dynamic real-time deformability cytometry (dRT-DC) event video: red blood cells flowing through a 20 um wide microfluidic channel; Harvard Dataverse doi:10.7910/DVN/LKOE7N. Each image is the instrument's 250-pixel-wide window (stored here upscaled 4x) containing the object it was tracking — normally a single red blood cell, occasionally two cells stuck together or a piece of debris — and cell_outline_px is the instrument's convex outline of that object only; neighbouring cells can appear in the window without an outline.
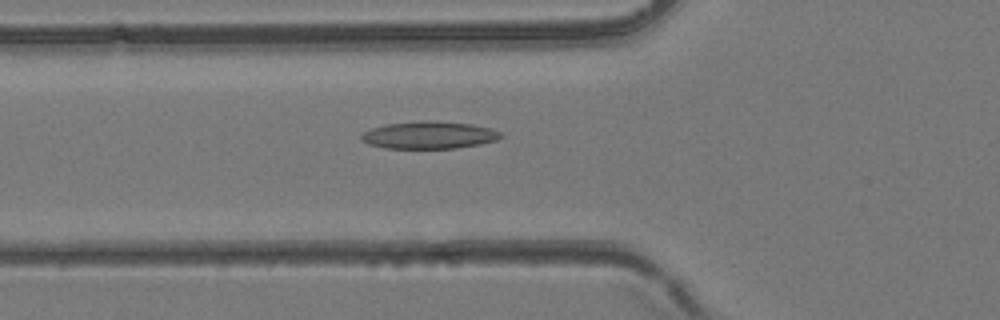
{"species": "common noctule bat (a hibernating species)", "species_latin": "Nyctalus noctula", "temperature_condition": "room temperature", "stored_images_in_passage": 44, "camera_frame_rate_fps": 3000, "um_per_image_px": 0.085, "animal": {"sex": "female", "body_mass_g": 24.6, "forearm_length_mm": 56.2}, "frame": {"image": 1, "passage_image": 16, "time_ms": 5.0, "image_size_px": [1000, 320], "cell_outline_px": [[504, 136], [496, 140], [480, 144], [456, 148], [384, 148], [368, 144], [360, 140], [360, 136], [364, 132], [372, 128], [388, 124], [420, 120], [424, 120], [472, 124], [492, 128], [500, 132]], "centroid_in_image_um": [36.47, 11.48], "position_along_channel_um": 89.3, "area_um2": 22.25}}
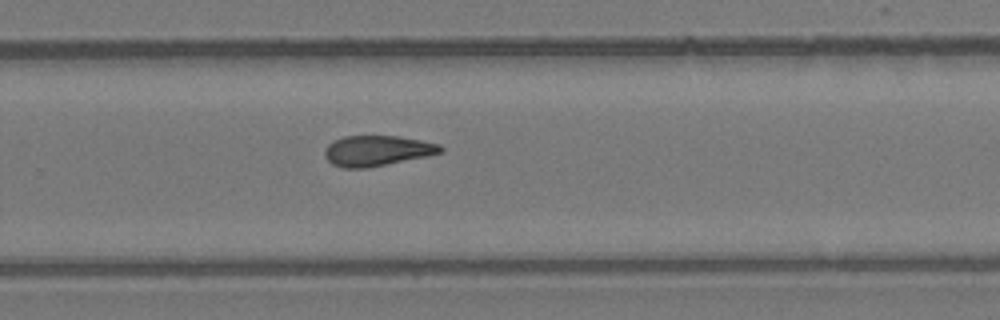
{"frame": {"image": 2, "passage_image": 29, "time_ms": 9.333, "image_size_px": [1000, 320], "cell_outline_px": [[444, 152], [428, 156], [368, 168], [340, 168], [332, 164], [324, 156], [324, 148], [328, 144], [344, 136], [396, 136], [420, 140], [440, 144], [444, 148]], "centroid_in_image_um": [32.05, 12.82], "position_along_channel_um": 297.7, "area_um2": 20.69}}
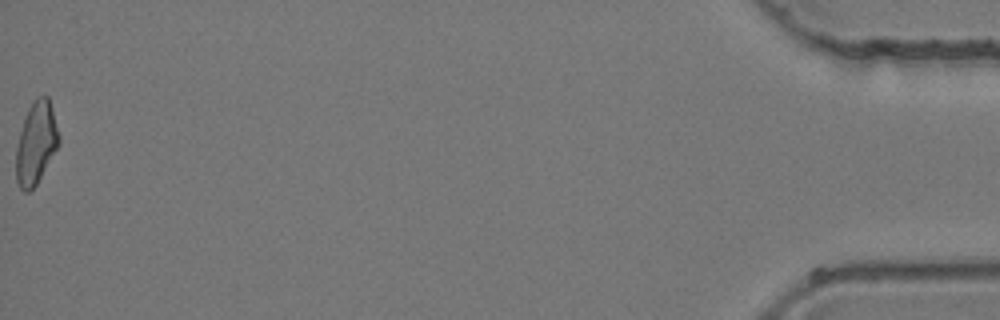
{"frame": {"image": 3, "passage_image": 44, "time_ms": 14.333, "image_size_px": [1000, 320], "cell_outline_px": [[60, 144], [36, 184], [28, 192], [24, 192], [20, 188], [16, 180], [16, 148], [20, 132], [28, 108], [36, 96], [48, 96], [60, 136]], "centroid_in_image_um": [3.07, 12.16], "position_along_channel_um": 432.1, "area_um2": 20.4}}